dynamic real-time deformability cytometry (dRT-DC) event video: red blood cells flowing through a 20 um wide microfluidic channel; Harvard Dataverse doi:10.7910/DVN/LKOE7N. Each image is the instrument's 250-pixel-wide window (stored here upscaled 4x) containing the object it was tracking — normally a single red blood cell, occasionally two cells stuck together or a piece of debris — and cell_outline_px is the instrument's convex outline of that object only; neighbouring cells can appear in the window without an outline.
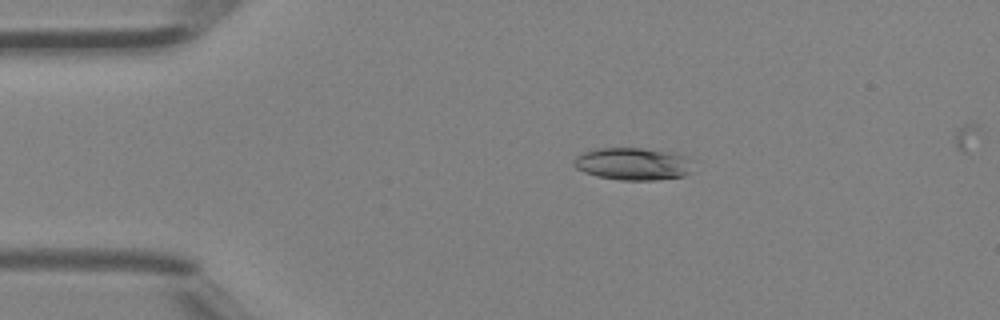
{"species": "Egyptian fruit bat (a non-hibernating species)", "species_latin": "Rousettus aegyptiacus", "temperature_condition": "room temperature", "stored_images_in_passage": 4, "camera_frame_rate_fps": 3000, "um_per_image_px": 0.085, "animal": {"sex": "female"}, "frame": {"image": 1, "passage_image": 2, "time_ms": 0.333, "image_size_px": [1000, 320], "cell_outline_px": [[692, 160], [688, 172], [684, 176], [656, 180], [620, 180], [596, 176], [584, 172], [576, 168], [572, 164], [572, 160], [576, 156], [584, 152], [596, 148], [644, 148], [672, 152], [684, 156]], "centroid_in_image_um": [53.75, 13.92], "position_along_channel_um": 31.2, "area_um2": 22.6}}